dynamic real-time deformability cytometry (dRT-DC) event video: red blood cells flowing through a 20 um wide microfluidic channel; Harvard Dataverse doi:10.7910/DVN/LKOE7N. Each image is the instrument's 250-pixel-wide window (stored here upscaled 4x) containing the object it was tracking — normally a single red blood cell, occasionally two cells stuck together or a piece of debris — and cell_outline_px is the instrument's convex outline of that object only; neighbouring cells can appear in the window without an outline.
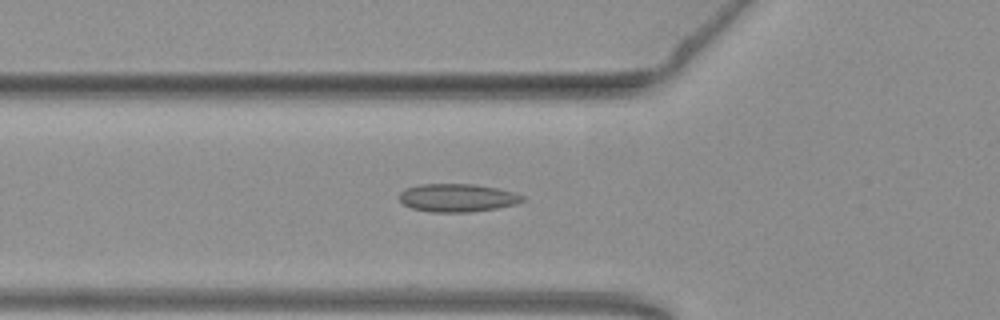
{"species": "common noctule bat (a hibernating species)", "species_latin": "Nyctalus noctula", "temperature_condition": "warm", "stored_images_in_passage": 37, "camera_frame_rate_fps": 3000, "um_per_image_px": 0.085, "animal": {"sex": "female", "body_mass_g": 19.3, "forearm_length_mm": 54.1}, "frame": {"image": 1, "passage_image": 7, "time_ms": 2.0, "image_size_px": [1000, 320], "cell_outline_px": [[524, 200], [516, 204], [496, 208], [472, 212], [432, 212], [412, 208], [404, 204], [400, 200], [400, 192], [404, 188], [420, 184], [476, 184], [496, 188], [512, 192], [524, 196]], "centroid_in_image_um": [38.86, 16.81], "position_along_channel_um": 86.9, "area_um2": 20.11}}
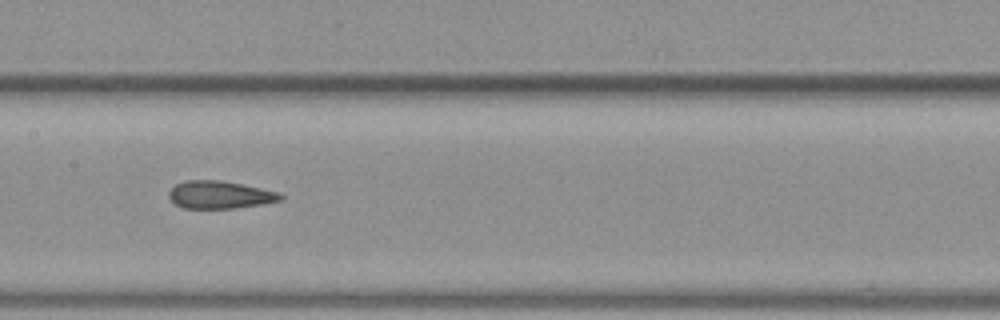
{"frame": {"image": 2, "passage_image": 15, "time_ms": 4.667, "image_size_px": [1000, 320], "cell_outline_px": [[284, 200], [264, 204], [236, 208], [184, 208], [176, 204], [168, 196], [168, 192], [176, 184], [184, 180], [220, 180], [260, 188], [276, 192], [284, 196]], "centroid_in_image_um": [18.69, 16.56], "position_along_channel_um": 188.7, "area_um2": 17.92}}
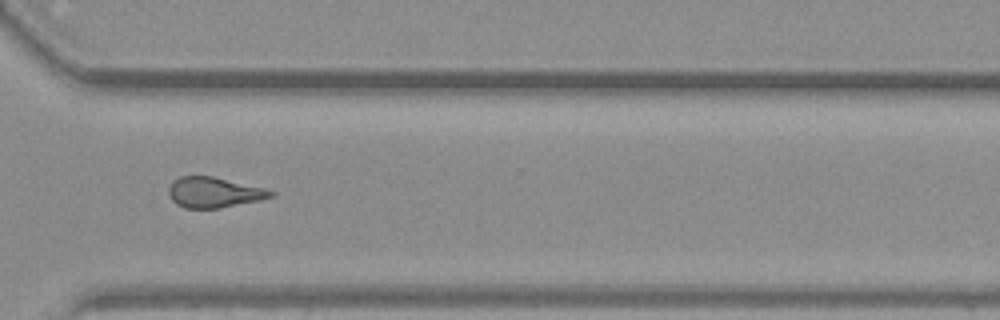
{"frame": {"image": 3, "passage_image": 28, "time_ms": 9.0, "image_size_px": [1000, 320], "cell_outline_px": [[276, 192], [272, 196], [260, 200], [220, 208], [184, 208], [176, 204], [172, 200], [168, 192], [168, 188], [180, 176], [212, 176], [264, 188]], "centroid_in_image_um": [18.18, 16.36], "position_along_channel_um": 352.4, "area_um2": 17.92}, "authors_computed_cell_mechanics": {"area_um2": 18.0914, "velocity_mm_per_s": 3.7849, "shape_relaxation_time_tau1_ms": null, "shape_relaxation_time_tau2_ms": 2.0643, "deformation_change_tau1": null, "deformation_change_tau2": 0.1092}}